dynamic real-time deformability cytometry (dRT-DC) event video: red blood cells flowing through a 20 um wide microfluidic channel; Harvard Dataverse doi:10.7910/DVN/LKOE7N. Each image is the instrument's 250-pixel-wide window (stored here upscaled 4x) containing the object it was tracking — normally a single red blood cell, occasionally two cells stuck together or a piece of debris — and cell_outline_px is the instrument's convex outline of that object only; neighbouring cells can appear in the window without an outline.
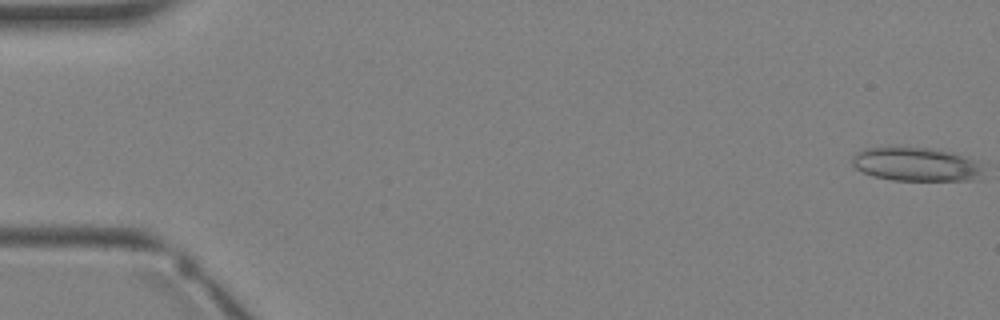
{"species": "Egyptian fruit bat (a non-hibernating species)", "species_latin": "Rousettus aegyptiacus", "temperature_condition": "warm", "stored_images_in_passage": 4, "camera_frame_rate_fps": 3000, "um_per_image_px": 0.085, "animal": {"sex": "female"}, "frame": {"image": 1, "passage_image": 1, "time_ms": 0.0, "image_size_px": [1000, 320], "cell_outline_px": [[984, 168], [980, 180], [892, 180], [876, 176], [864, 172], [856, 168], [852, 164], [852, 156], [856, 152], [864, 148], [892, 144], [936, 148], [968, 156], [984, 164]], "centroid_in_image_um": [77.91, 13.91], "position_along_channel_um": 7.1, "area_um2": 27.05}}